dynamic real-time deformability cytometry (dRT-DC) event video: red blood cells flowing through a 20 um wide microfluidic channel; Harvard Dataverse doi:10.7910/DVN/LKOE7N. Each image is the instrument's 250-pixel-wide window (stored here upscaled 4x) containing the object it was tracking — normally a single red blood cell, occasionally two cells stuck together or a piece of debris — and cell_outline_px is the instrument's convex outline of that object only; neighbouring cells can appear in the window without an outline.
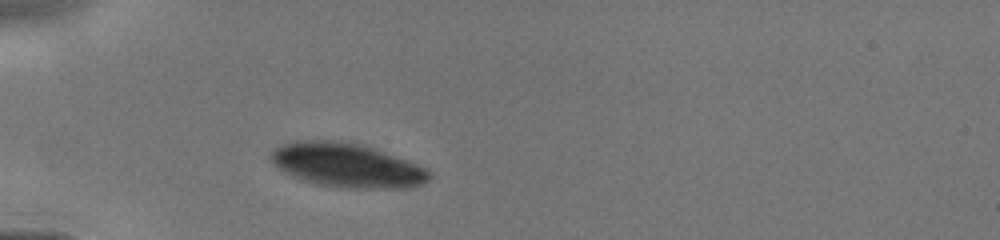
{"species": "human", "species_latin": "Homo sapiens", "temperature_condition": "cold", "stored_images_in_passage": 4, "camera_frame_rate_fps": 3000, "um_per_image_px": 0.085, "donor": {"sex": "male"}, "frame": {"image": 1, "passage_image": 1, "time_ms": 0.0, "image_size_px": [1000, 240], "cell_outline_px": [[432, 176], [428, 180], [412, 188], [336, 188], [316, 184], [300, 180], [292, 176], [280, 168], [268, 156], [276, 148], [292, 140], [332, 140], [364, 144], [408, 160], [432, 172]], "centroid_in_image_um": [29.51, 14.05], "position_along_channel_um": 55.5, "area_um2": 40.98}}